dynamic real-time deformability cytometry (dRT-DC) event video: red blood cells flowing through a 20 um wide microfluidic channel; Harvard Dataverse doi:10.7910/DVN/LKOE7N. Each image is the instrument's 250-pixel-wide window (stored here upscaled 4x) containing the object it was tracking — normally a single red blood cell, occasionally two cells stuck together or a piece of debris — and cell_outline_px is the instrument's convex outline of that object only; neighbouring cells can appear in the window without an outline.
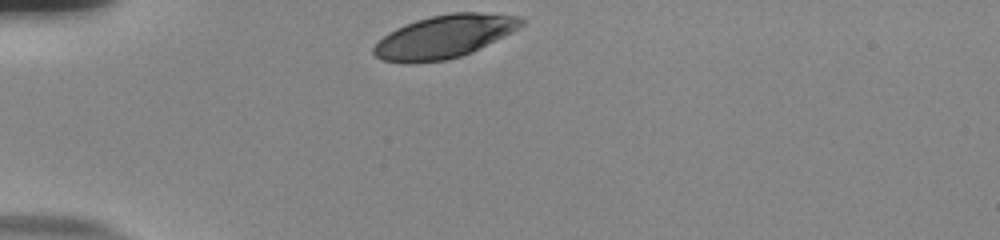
{"species": "human", "species_latin": "Homo sapiens", "temperature_condition": "room temperature", "stored_images_in_passage": 31, "camera_frame_rate_fps": 3000, "um_per_image_px": 0.085, "donor": {"sex": "male"}, "frame": {"image": 1, "passage_image": 1, "time_ms": 0.0, "image_size_px": [1000, 240], "cell_outline_px": [[524, 24], [512, 32], [472, 52], [460, 56], [444, 60], [408, 64], [404, 64], [380, 60], [372, 52], [372, 48], [388, 32], [396, 28], [416, 20], [432, 16], [452, 12], [480, 12], [520, 16], [524, 20]], "centroid_in_image_um": [37.74, 3.12], "position_along_channel_um": 47.3, "area_um2": 36.99}}
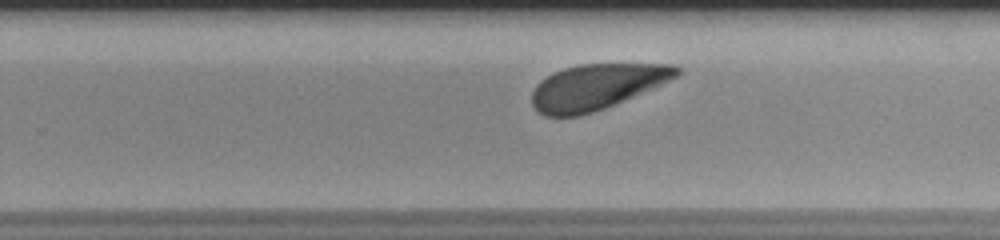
{"frame": {"image": 2, "passage_image": 22, "time_ms": 7.0, "image_size_px": [1000, 240], "cell_outline_px": [[680, 72], [676, 76], [660, 84], [604, 108], [580, 116], [544, 116], [532, 104], [532, 92], [536, 84], [540, 80], [564, 68], [580, 64], [672, 64], [680, 68]], "centroid_in_image_um": [50.66, 7.37], "position_along_channel_um": 279.1, "area_um2": 37.63}}
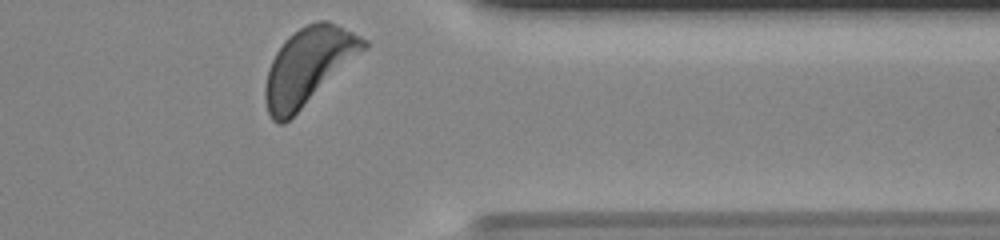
{"frame": {"image": 3, "passage_image": 31, "time_ms": 10.0, "image_size_px": [1000, 240], "cell_outline_px": [[368, 48], [284, 124], [276, 124], [272, 120], [268, 112], [264, 100], [264, 88], [268, 68], [276, 52], [284, 40], [288, 36], [300, 28], [308, 24], [320, 20], [328, 20], [368, 40]], "centroid_in_image_um": [26.2, 5.63], "position_along_channel_um": 385.2, "area_um2": 43.81}, "authors_computed_cell_mechanics": {"area_um2": 39.5352, "velocity_mm_per_s": 3.7469, "shape_relaxation_time_tau1_ms": 0.774, "shape_relaxation_time_tau2_ms": null, "deformation_change_tau1": 0.0818, "deformation_change_tau2": null}}